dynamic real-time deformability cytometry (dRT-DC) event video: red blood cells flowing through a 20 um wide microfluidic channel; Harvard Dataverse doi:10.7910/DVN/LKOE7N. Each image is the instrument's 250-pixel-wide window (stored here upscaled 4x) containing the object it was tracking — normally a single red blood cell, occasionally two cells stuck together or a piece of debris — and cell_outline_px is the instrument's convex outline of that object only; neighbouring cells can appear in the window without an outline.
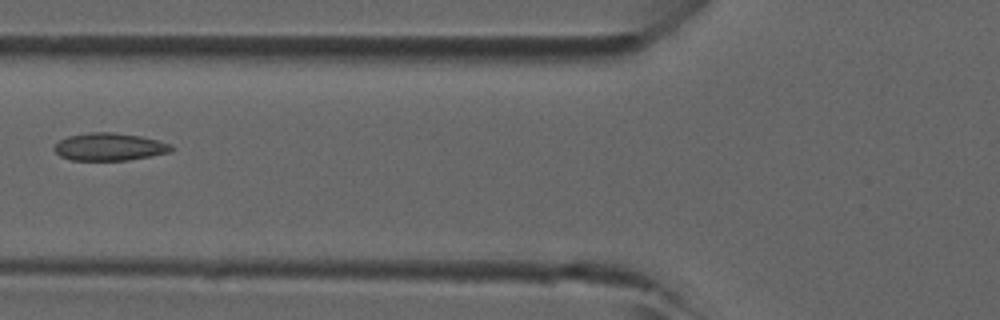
{"species": "common noctule bat (a hibernating species)", "species_latin": "Nyctalus noctula", "temperature_condition": "room temperature", "stored_images_in_passage": 4, "camera_frame_rate_fps": 3000, "um_per_image_px": 0.085, "animal": {"sex": "male", "forearm_length_mm": 52.5}, "frame": {"image": 1, "passage_image": 3, "time_ms": 0.667, "image_size_px": [1000, 320], "cell_outline_px": [[172, 152], [152, 156], [128, 160], [72, 160], [60, 156], [52, 148], [60, 140], [68, 136], [88, 132], [112, 132], [140, 136], [172, 144]], "centroid_in_image_um": [9.3, 12.48], "position_along_channel_um": 116.5, "area_um2": 18.84}}
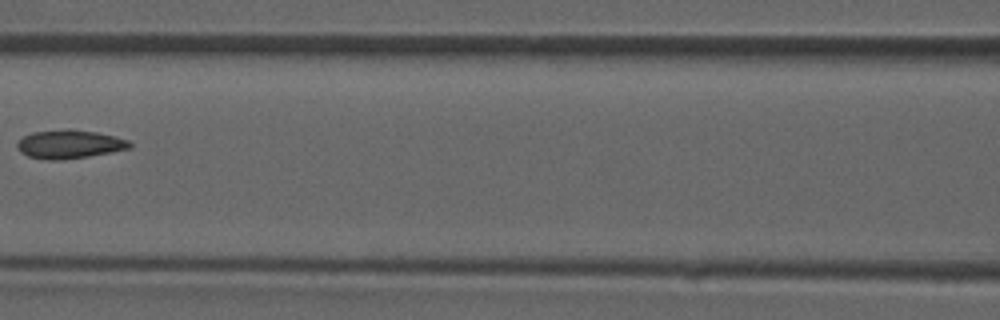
{"frame": {"image": 2, "passage_image": 4, "time_ms": 1.0, "image_size_px": [1000, 320], "cell_outline_px": [[132, 148], [112, 152], [64, 160], [48, 160], [28, 156], [20, 152], [16, 148], [16, 144], [24, 136], [32, 132], [68, 128], [96, 132], [116, 136], [128, 140], [132, 144]], "centroid_in_image_um": [5.91, 12.25], "position_along_channel_um": 160.7, "area_um2": 18.96}}